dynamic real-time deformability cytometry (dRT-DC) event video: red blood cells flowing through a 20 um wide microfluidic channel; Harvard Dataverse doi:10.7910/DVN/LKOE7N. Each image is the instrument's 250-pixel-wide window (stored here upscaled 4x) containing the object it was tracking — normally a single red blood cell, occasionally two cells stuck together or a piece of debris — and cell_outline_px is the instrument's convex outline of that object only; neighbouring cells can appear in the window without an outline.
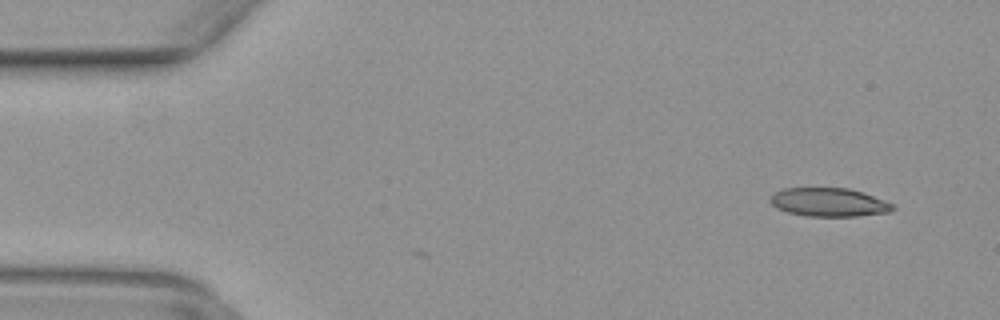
{"species": "common noctule bat (a hibernating species)", "species_latin": "Nyctalus noctula", "temperature_condition": "warm", "stored_images_in_passage": 3, "camera_frame_rate_fps": 3000, "um_per_image_px": 0.085, "animal": {"sex": "female", "body_mass_g": 29.2, "forearm_length_mm": 56.3}, "frame": {"image": 1, "passage_image": 1, "time_ms": 0.0, "image_size_px": [1000, 320], "cell_outline_px": [[896, 208], [888, 212], [856, 216], [808, 216], [788, 212], [776, 208], [768, 200], [772, 192], [784, 188], [848, 188], [864, 192], [896, 204]], "centroid_in_image_um": [70.46, 17.18], "position_along_channel_um": 14.5, "area_um2": 20.63}}